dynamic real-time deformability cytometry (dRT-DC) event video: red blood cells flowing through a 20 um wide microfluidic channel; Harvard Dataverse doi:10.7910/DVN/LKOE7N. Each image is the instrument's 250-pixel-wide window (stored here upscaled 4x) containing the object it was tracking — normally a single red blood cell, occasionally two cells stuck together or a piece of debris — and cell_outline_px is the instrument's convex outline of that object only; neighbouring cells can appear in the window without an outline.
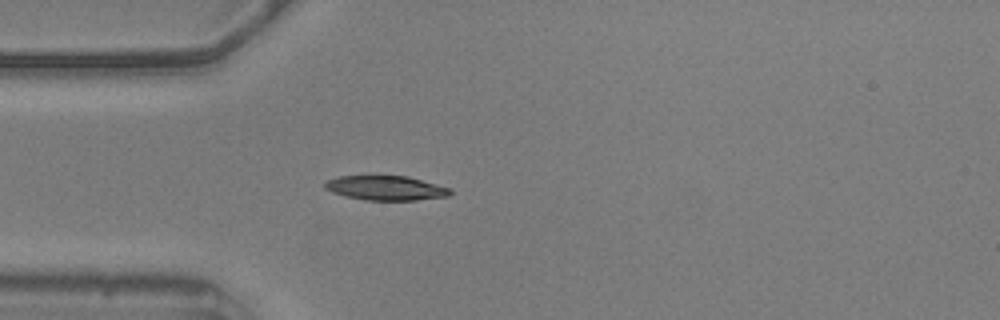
{"species": "common noctule bat (a hibernating species)", "species_latin": "Nyctalus noctula", "temperature_condition": "warm", "stored_images_in_passage": 7, "camera_frame_rate_fps": 3000, "um_per_image_px": 0.085, "animal": {"sex": "male", "body_mass_g": 20.5, "forearm_length_mm": 52.5}, "frame": {"image": 1, "passage_image": 1, "time_ms": 0.0, "image_size_px": [1000, 320], "cell_outline_px": [[452, 192], [448, 196], [416, 200], [364, 200], [332, 192], [324, 188], [324, 184], [328, 180], [340, 176], [408, 176], [452, 188]], "centroid_in_image_um": [32.83, 15.98], "position_along_channel_um": 52.2, "area_um2": 17.8}}
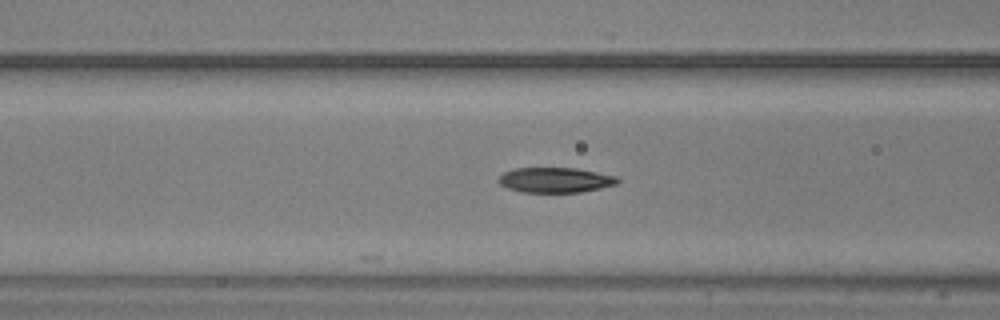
{"frame": {"image": 2, "passage_image": 7, "time_ms": 2.0, "image_size_px": [1000, 320], "cell_outline_px": [[620, 180], [616, 184], [600, 188], [580, 192], [520, 192], [508, 188], [500, 184], [496, 180], [504, 172], [516, 168], [576, 168], [616, 176]], "centroid_in_image_um": [47.18, 15.3], "position_along_channel_um": 119.4, "area_um2": 17.34}}